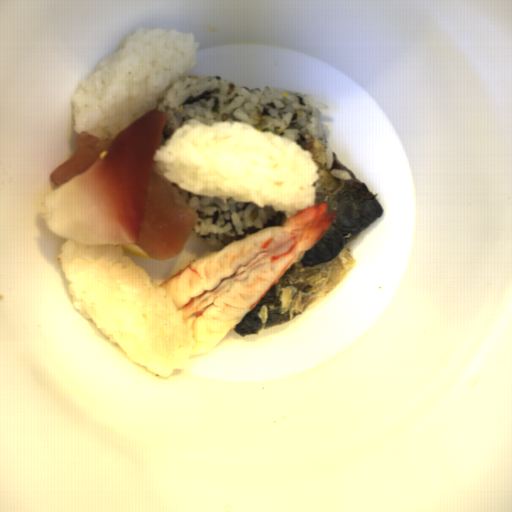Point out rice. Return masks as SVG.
Listing matches in <instances>:
<instances>
[{
    "mask_svg": "<svg viewBox=\"0 0 512 512\" xmlns=\"http://www.w3.org/2000/svg\"><path fill=\"white\" fill-rule=\"evenodd\" d=\"M151 167L188 193L270 206L287 219L317 201L319 165L311 151L252 124L186 120L156 150Z\"/></svg>",
    "mask_w": 512,
    "mask_h": 512,
    "instance_id": "rice-1",
    "label": "rice"
},
{
    "mask_svg": "<svg viewBox=\"0 0 512 512\" xmlns=\"http://www.w3.org/2000/svg\"><path fill=\"white\" fill-rule=\"evenodd\" d=\"M73 308L91 320L126 358L163 378L188 367L195 315L183 310L121 244L84 245L69 239L58 261Z\"/></svg>",
    "mask_w": 512,
    "mask_h": 512,
    "instance_id": "rice-2",
    "label": "rice"
},
{
    "mask_svg": "<svg viewBox=\"0 0 512 512\" xmlns=\"http://www.w3.org/2000/svg\"><path fill=\"white\" fill-rule=\"evenodd\" d=\"M193 32L138 27L104 56L72 94V128L113 139L155 109L160 97L200 64Z\"/></svg>",
    "mask_w": 512,
    "mask_h": 512,
    "instance_id": "rice-3",
    "label": "rice"
},
{
    "mask_svg": "<svg viewBox=\"0 0 512 512\" xmlns=\"http://www.w3.org/2000/svg\"><path fill=\"white\" fill-rule=\"evenodd\" d=\"M153 109L166 115L156 151L191 119L208 126L220 122L251 124L256 130L295 143L299 133H306L329 144L330 132L323 122L329 103L320 97L275 87L249 88L221 76L193 74L176 79Z\"/></svg>",
    "mask_w": 512,
    "mask_h": 512,
    "instance_id": "rice-4",
    "label": "rice"
},
{
    "mask_svg": "<svg viewBox=\"0 0 512 512\" xmlns=\"http://www.w3.org/2000/svg\"><path fill=\"white\" fill-rule=\"evenodd\" d=\"M171 183L190 209L198 215V222L191 232L211 247L222 249L247 234L269 226H282L288 220L286 214L276 212L270 205L260 208L253 202L236 203L232 198L224 203L215 197L189 193Z\"/></svg>",
    "mask_w": 512,
    "mask_h": 512,
    "instance_id": "rice-5",
    "label": "rice"
}]
</instances>
